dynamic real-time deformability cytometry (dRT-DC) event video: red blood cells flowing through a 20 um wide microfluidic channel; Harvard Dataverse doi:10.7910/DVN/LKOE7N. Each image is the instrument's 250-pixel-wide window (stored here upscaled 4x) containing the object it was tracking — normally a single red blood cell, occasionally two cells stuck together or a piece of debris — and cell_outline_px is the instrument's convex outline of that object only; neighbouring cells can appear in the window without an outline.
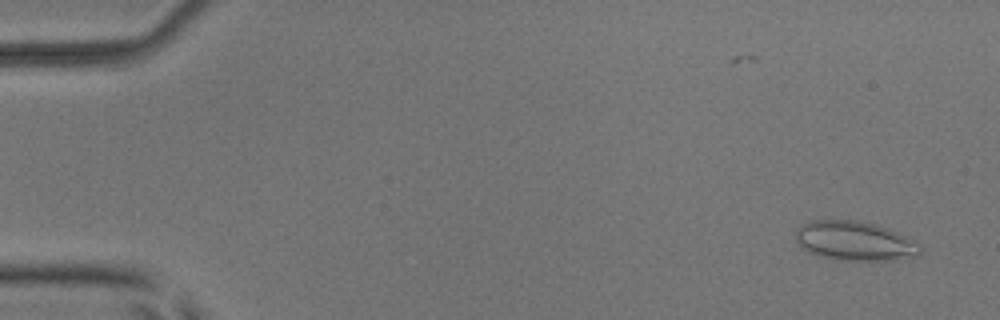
{"species": "common noctule bat (a hibernating species)", "species_latin": "Nyctalus noctula", "temperature_condition": "room temperature", "stored_images_in_passage": 53, "camera_frame_rate_fps": 3000, "um_per_image_px": 0.085, "animal": {"sex": "male", "body_mass_g": 17.9, "forearm_length_mm": 54.2}, "frame": {"image": 1, "passage_image": 2, "time_ms": 0.333, "image_size_px": [1000, 320], "cell_outline_px": [[924, 248], [920, 252], [892, 260], [840, 260], [808, 252], [796, 240], [796, 228], [800, 224], [812, 220], [856, 220], [876, 224], [896, 232], [920, 244]], "centroid_in_image_um": [72.6, 20.46], "position_along_channel_um": 12.4, "area_um2": 28.09}}
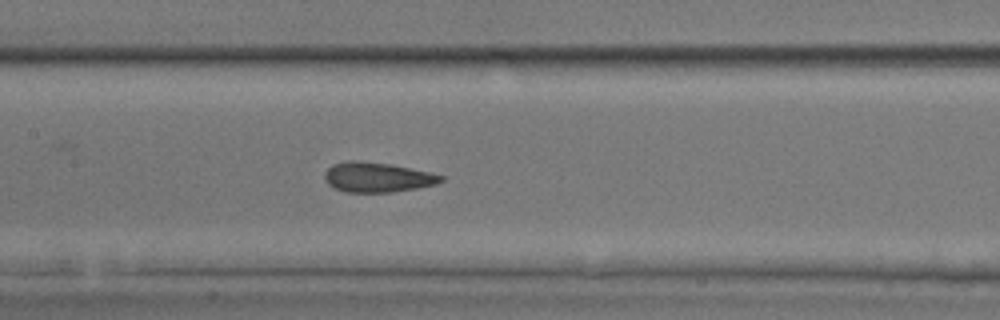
{"frame": {"image": 2, "passage_image": 25, "time_ms": 8.0, "image_size_px": [1000, 320], "cell_outline_px": [[444, 180], [436, 184], [416, 188], [392, 192], [344, 192], [328, 184], [324, 176], [324, 172], [332, 164], [348, 160], [356, 160], [388, 164], [428, 172], [444, 176]], "centroid_in_image_um": [32.04, 15.07], "position_along_channel_um": 175.4, "area_um2": 20.06}}
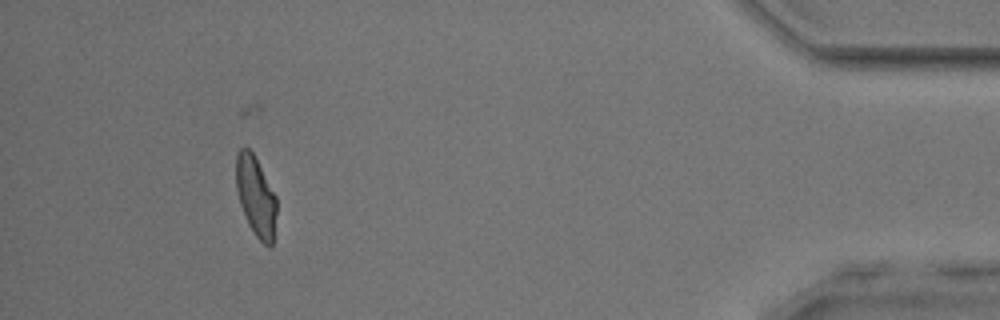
{"frame": {"image": 3, "passage_image": 48, "time_ms": 15.667, "image_size_px": [1000, 320], "cell_outline_px": [[276, 212], [272, 244], [268, 248], [256, 236], [248, 224], [244, 216], [240, 204], [236, 188], [236, 152], [244, 144], [252, 152], [276, 196]], "centroid_in_image_um": [21.72, 16.66], "position_along_channel_um": 413.5, "area_um2": 18.79}, "authors_computed_cell_mechanics": {"area_um2": 20.0566, "velocity_mm_per_s": 3.9013, "shape_relaxation_time_tau1_ms": 6.3914, "shape_relaxation_time_tau2_ms": 1.2892, "deformation_change_tau1": 0.1364, "deformation_change_tau2": 0.07}}